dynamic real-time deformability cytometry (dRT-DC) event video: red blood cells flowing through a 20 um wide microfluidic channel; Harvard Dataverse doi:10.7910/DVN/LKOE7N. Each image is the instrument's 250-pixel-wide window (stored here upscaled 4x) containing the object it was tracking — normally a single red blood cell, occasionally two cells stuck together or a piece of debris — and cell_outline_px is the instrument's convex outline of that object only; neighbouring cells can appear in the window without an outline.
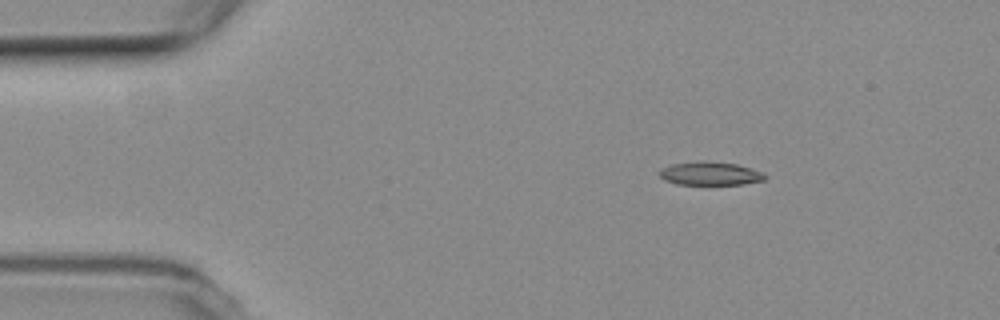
{"species": "common noctule bat (a hibernating species)", "species_latin": "Nyctalus noctula", "temperature_condition": "room temperature", "stored_images_in_passage": 3, "camera_frame_rate_fps": 3000, "um_per_image_px": 0.085, "animal": {"sex": "female", "body_mass_g": 19.3, "forearm_length_mm": 54.1}, "frame": {"image": 1, "passage_image": 1, "time_ms": 0.0, "image_size_px": [1000, 320], "cell_outline_px": [[768, 176], [764, 180], [744, 184], [676, 184], [664, 180], [656, 172], [660, 168], [672, 164], [700, 160], [704, 160], [736, 164], [764, 172]], "centroid_in_image_um": [60.34, 14.74], "position_along_channel_um": 24.7, "area_um2": 14.62}}